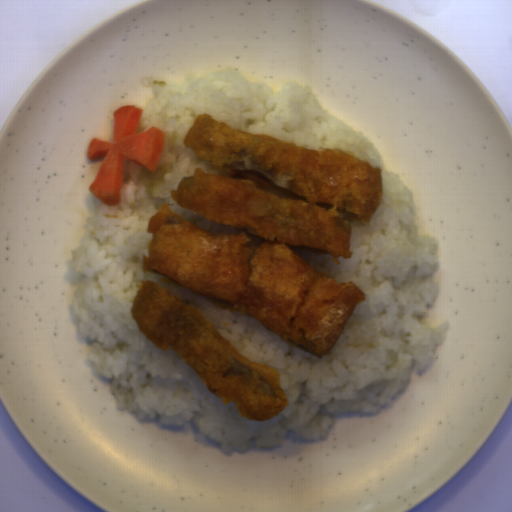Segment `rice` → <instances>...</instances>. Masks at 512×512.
Instances as JSON below:
<instances>
[{
  "instance_id": "1",
  "label": "rice",
  "mask_w": 512,
  "mask_h": 512,
  "mask_svg": "<svg viewBox=\"0 0 512 512\" xmlns=\"http://www.w3.org/2000/svg\"><path fill=\"white\" fill-rule=\"evenodd\" d=\"M151 85L149 98L135 133L156 126L163 132V150L156 171L123 159L120 203L100 200L94 216H87L76 248H71L70 270L82 273L72 304L81 337L97 374L112 379L110 393L116 410L134 413L136 420L156 418L162 425L181 427L193 421L197 429L219 444L227 457L246 453L255 445L272 448L285 442L290 431L297 438L327 439L335 420L328 413L357 411L379 414L434 357L449 330L418 318L428 315L441 285L432 276L441 261L440 239L419 235L414 192L400 175L384 169L378 147L353 125L323 108L311 85L285 81L273 92L264 81L250 82L236 68H222L202 76L190 74L181 84ZM248 133H263L294 141L307 149L339 148L382 169L381 204L371 222L352 221L351 259L293 248L316 270L336 281L352 280L367 295L356 305L342 334L326 355L292 347L249 313L223 310L201 294L181 285L161 282L158 272L141 271L143 253L149 257L146 233L149 218L167 203L199 228L212 234L242 233L209 222L183 208L171 197L184 176L195 168L226 176L197 158L183 139L198 114ZM148 279L198 309L231 342L238 353L261 365L270 364L281 376L289 405L273 419L258 422L241 417L235 403L224 404L209 392L197 373L175 350H161L141 333L130 308L136 283Z\"/></svg>"
}]
</instances>
